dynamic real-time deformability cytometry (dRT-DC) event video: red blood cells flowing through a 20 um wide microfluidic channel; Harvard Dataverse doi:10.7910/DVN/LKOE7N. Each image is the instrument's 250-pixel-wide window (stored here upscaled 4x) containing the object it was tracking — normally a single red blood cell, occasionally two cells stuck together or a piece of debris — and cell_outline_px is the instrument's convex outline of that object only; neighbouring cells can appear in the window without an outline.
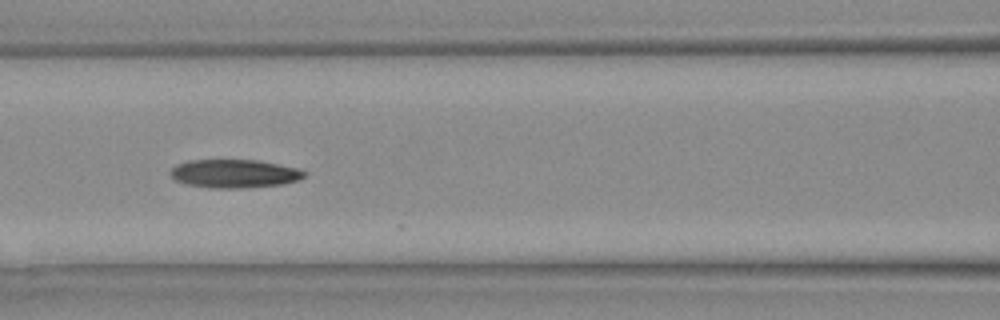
{"species": "Egyptian fruit bat (a non-hibernating species)", "species_latin": "Rousettus aegyptiacus", "temperature_condition": "warm", "stored_images_in_passage": 31, "camera_frame_rate_fps": 3000, "um_per_image_px": 0.085, "animal": {"sex": "female"}, "frame": {"image": 1, "passage_image": 14, "time_ms": 4.333, "image_size_px": [1000, 320], "cell_outline_px": [[308, 172], [304, 176], [296, 180], [284, 184], [244, 188], [208, 188], [184, 184], [176, 180], [172, 176], [172, 168], [176, 164], [188, 160], [256, 160], [296, 168]], "centroid_in_image_um": [19.9, 14.76], "position_along_channel_um": 146.7, "area_um2": 22.08}}